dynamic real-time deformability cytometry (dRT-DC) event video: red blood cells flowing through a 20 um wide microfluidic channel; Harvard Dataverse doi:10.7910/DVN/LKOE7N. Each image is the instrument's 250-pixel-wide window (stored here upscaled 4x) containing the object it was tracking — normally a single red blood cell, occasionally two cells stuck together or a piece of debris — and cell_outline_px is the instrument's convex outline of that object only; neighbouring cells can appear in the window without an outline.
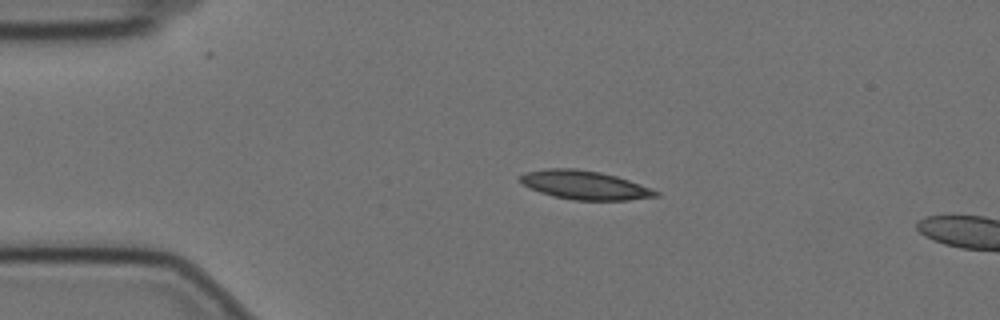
{"species": "Egyptian fruit bat (a non-hibernating species)", "species_latin": "Rousettus aegyptiacus", "temperature_condition": "cold", "stored_images_in_passage": 4, "camera_frame_rate_fps": 3000, "um_per_image_px": 0.085, "animal": {"sex": "female"}, "frame": {"image": 1, "passage_image": 1, "time_ms": 0.0, "image_size_px": [1000, 320], "cell_outline_px": [[660, 196], [628, 200], [572, 200], [552, 196], [540, 192], [524, 184], [520, 180], [520, 176], [524, 172], [544, 168], [576, 168], [600, 172], [616, 176], [640, 184], [660, 192]], "centroid_in_image_um": [49.7, 15.73], "position_along_channel_um": 35.3, "area_um2": 22.72}}